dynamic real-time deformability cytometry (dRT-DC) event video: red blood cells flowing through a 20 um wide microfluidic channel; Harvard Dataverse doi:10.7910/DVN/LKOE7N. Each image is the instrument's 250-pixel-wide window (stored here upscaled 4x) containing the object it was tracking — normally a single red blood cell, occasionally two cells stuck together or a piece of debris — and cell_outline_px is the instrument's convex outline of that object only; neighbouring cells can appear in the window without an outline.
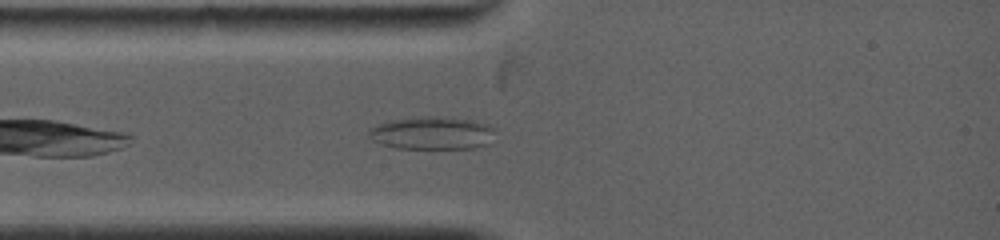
{"species": "common noctule bat (a hibernating species)", "species_latin": "Nyctalus noctula", "temperature_condition": "warm", "stored_images_in_passage": 27, "camera_frame_rate_fps": 5000, "um_per_image_px": 0.085, "animal": {"sex": "female", "body_mass_g": 19.0, "forearm_length_mm": 53.3}, "frame": {"image": 1, "passage_image": 1, "time_ms": 0.0, "image_size_px": [1000, 240], "cell_outline_px": [[496, 128], [484, 144], [476, 148], [396, 148], [380, 144], [372, 140], [368, 136], [368, 132], [376, 124], [392, 120], [424, 116], [444, 116], [472, 120], [488, 124]], "centroid_in_image_um": [36.68, 11.3], "position_along_channel_um": 48.3, "area_um2": 24.04}}
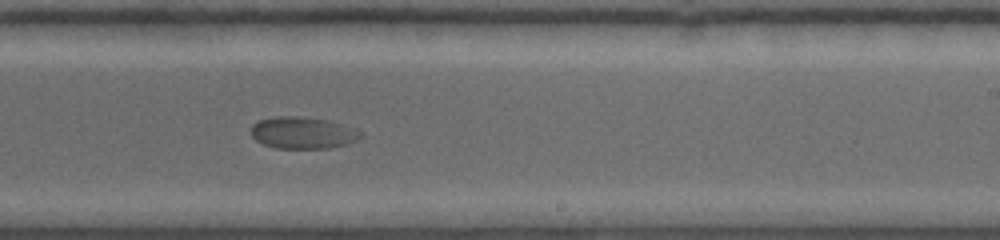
{"frame": {"image": 2, "passage_image": 13, "time_ms": 5.6, "image_size_px": [1000, 240], "cell_outline_px": [[364, 136], [348, 144], [328, 148], [276, 148], [264, 144], [256, 140], [252, 136], [252, 124], [260, 120], [276, 116], [296, 116], [332, 120], [356, 128]], "centroid_in_image_um": [25.78, 11.28], "position_along_channel_um": 263.2, "area_um2": 20.46}}
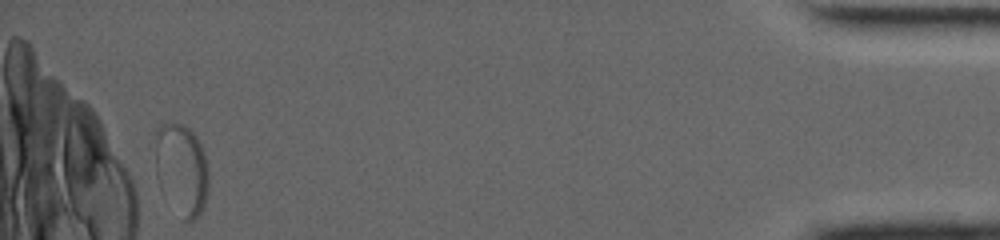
{"frame": {"image": 3, "passage_image": 27, "time_ms": 12.6, "image_size_px": [1000, 240], "cell_outline_px": [[208, 192], [204, 204], [196, 220], [184, 220], [160, 188], [156, 176], [156, 128], [164, 124], [184, 124], [196, 136], [204, 152], [208, 168]], "centroid_in_image_um": [15.45, 14.39], "position_along_channel_um": 419.8, "area_um2": 28.26}}